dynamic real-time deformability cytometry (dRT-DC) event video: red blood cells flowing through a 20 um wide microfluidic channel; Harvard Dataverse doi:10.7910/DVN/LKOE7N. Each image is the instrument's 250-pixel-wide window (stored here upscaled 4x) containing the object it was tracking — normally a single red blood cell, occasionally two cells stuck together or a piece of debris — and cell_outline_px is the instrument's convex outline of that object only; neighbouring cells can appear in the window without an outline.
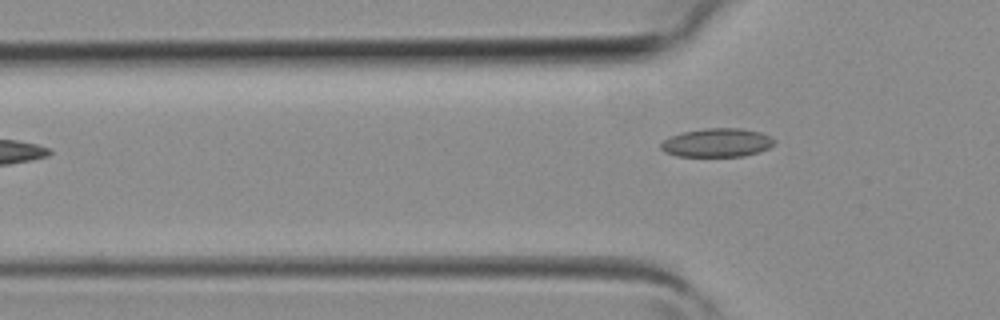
{"species": "common noctule bat (a hibernating species)", "species_latin": "Nyctalus noctula", "temperature_condition": "room temperature", "stored_images_in_passage": 3, "camera_frame_rate_fps": 3000, "um_per_image_px": 0.085, "animal": {"sex": "female", "body_mass_g": 19.3, "forearm_length_mm": 54.1}, "frame": {"image": 1, "passage_image": 3, "time_ms": 0.667, "image_size_px": [1000, 320], "cell_outline_px": [[776, 140], [768, 148], [760, 152], [744, 156], [676, 156], [664, 152], [660, 148], [660, 144], [664, 140], [672, 136], [684, 132], [704, 128], [740, 128], [760, 132], [772, 136]], "centroid_in_image_um": [60.96, 12.13], "position_along_channel_um": 64.8, "area_um2": 18.96}}